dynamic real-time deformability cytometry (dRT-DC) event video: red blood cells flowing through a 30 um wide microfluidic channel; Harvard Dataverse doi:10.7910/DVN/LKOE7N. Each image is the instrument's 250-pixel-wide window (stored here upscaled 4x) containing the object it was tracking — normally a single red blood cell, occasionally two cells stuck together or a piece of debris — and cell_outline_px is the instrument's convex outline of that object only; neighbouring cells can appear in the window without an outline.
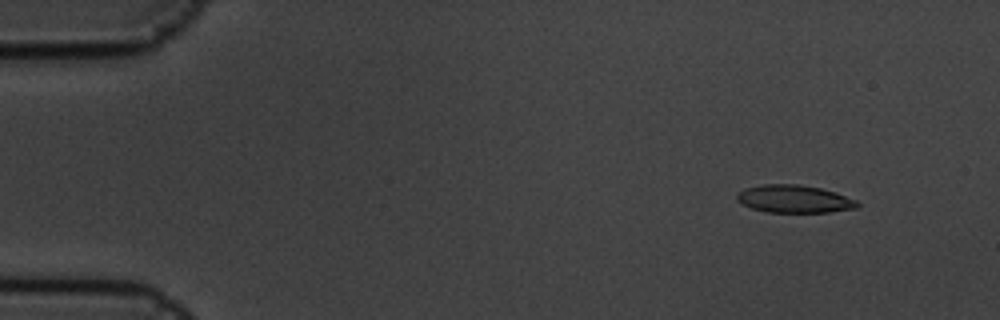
{"species": "common noctule bat (a hibernating species)", "species_latin": "Nyctalus noctula", "temperature_condition": "cold", "stored_images_in_passage": 6, "camera_frame_rate_fps": 3000, "um_per_image_px": 0.085, "animal": {"sex": "male", "body_mass_g": 19.5, "forearm_length_mm": 54.6}, "frame": {"image": 1, "passage_image": 2, "time_ms": 0.333, "image_size_px": [1000, 320], "cell_outline_px": [[860, 204], [856, 208], [828, 212], [768, 212], [752, 208], [736, 200], [736, 192], [744, 188], [764, 184], [796, 184], [820, 188], [836, 192], [856, 200]], "centroid_in_image_um": [67.49, 16.9], "position_along_channel_um": 17.5, "area_um2": 19.42}}
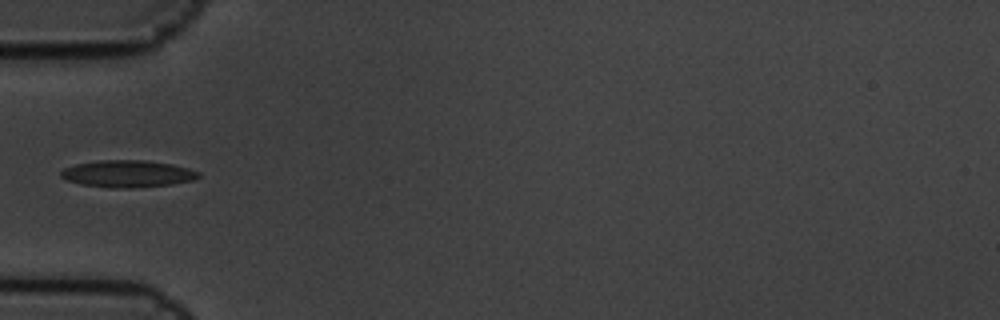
{"frame": {"image": 2, "passage_image": 6, "time_ms": 1.667, "image_size_px": [1000, 320], "cell_outline_px": [[200, 176], [196, 180], [172, 184], [132, 188], [112, 188], [80, 184], [68, 180], [60, 176], [60, 172], [64, 168], [76, 164], [100, 160], [144, 160], [172, 164], [188, 168], [200, 172]], "centroid_in_image_um": [10.87, 14.77], "position_along_channel_um": 74.1, "area_um2": 21.73}}